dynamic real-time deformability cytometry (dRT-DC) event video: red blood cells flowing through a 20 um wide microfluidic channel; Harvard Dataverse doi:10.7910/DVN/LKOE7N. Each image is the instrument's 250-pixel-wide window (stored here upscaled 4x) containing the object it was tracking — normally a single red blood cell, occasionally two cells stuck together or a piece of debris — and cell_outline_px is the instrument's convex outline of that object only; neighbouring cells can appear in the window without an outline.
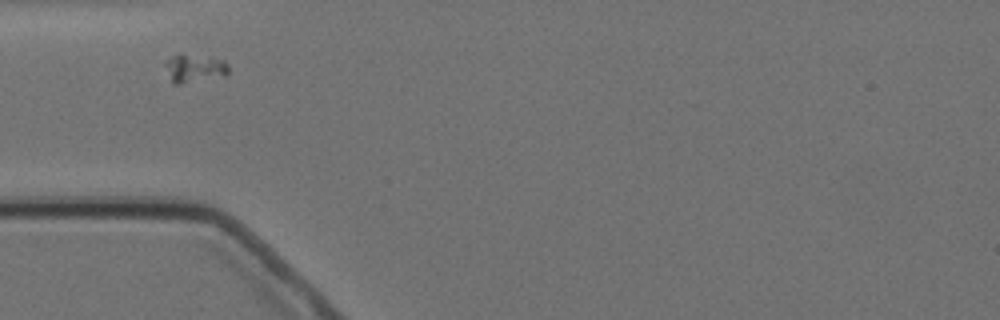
{"species": "Egyptian fruit bat (a non-hibernating species)", "species_latin": "Rousettus aegyptiacus", "temperature_condition": "cold", "stored_images_in_passage": 7, "camera_frame_rate_fps": 3000, "um_per_image_px": 0.085, "animal": {"sex": "female"}, "frame": {"image": 1, "passage_image": 1, "time_ms": 0.0, "image_size_px": [1000, 320], "cell_outline_px": [[228, 72], [224, 76], [180, 84], [172, 84], [164, 64], [172, 56], [180, 52], [224, 60], [228, 64]], "centroid_in_image_um": [16.51, 5.79], "position_along_channel_um": 68.5, "area_um2": 10.52}}